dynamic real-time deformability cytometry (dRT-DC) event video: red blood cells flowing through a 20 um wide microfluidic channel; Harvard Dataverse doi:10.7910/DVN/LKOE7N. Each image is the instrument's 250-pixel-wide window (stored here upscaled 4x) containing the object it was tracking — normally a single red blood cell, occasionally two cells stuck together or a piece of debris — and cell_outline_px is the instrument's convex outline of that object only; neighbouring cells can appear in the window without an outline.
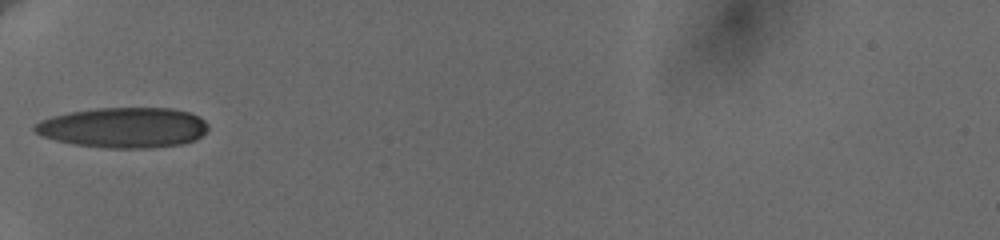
{"species": "human", "species_latin": "Homo sapiens", "temperature_condition": "cold", "stored_images_in_passage": 22, "camera_frame_rate_fps": 3000, "um_per_image_px": 0.085, "donor": {"sex": "female"}, "frame": {"image": 1, "passage_image": 1, "time_ms": 0.0, "image_size_px": [1000, 240], "cell_outline_px": [[208, 128], [196, 140], [184, 144], [152, 148], [108, 148], [76, 144], [56, 140], [44, 136], [36, 132], [32, 128], [40, 120], [52, 116], [68, 112], [96, 108], [172, 108], [188, 112], [204, 120], [208, 124]], "centroid_in_image_um": [10.52, 10.84], "position_along_channel_um": 74.5, "area_um2": 40.69}}
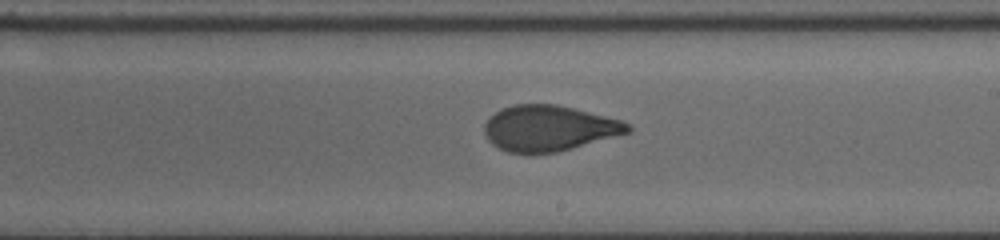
{"frame": {"image": 2, "passage_image": 10, "time_ms": 4.667, "image_size_px": [1000, 240], "cell_outline_px": [[632, 132], [556, 152], [508, 152], [492, 144], [488, 140], [484, 132], [484, 124], [496, 112], [504, 108], [516, 104], [556, 104], [624, 120], [632, 128]], "centroid_in_image_um": [46.7, 10.89], "position_along_channel_um": 242.3, "area_um2": 37.8}}
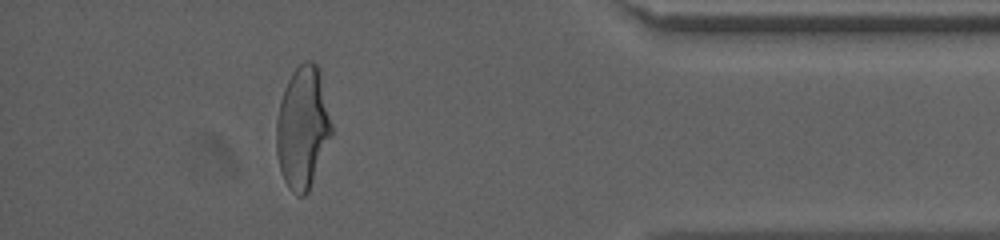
{"frame": {"image": 3, "passage_image": 19, "time_ms": 10.0, "image_size_px": [1000, 240], "cell_outline_px": [[332, 132], [308, 192], [304, 196], [296, 196], [288, 188], [280, 172], [276, 152], [276, 120], [280, 100], [284, 88], [292, 72], [304, 60], [312, 60], [320, 68], [332, 124]], "centroid_in_image_um": [25.71, 10.82], "position_along_channel_um": 409.5, "area_um2": 39.48}, "authors_computed_cell_mechanics": {"area_um2": 39.3618, "velocity_mm_per_s": 3.6565, "shape_relaxation_time_tau1_ms": 4.8911, "shape_relaxation_time_tau2_ms": 0.7527, "deformation_change_tau1": 0.1714, "deformation_change_tau2": 0.0484}}